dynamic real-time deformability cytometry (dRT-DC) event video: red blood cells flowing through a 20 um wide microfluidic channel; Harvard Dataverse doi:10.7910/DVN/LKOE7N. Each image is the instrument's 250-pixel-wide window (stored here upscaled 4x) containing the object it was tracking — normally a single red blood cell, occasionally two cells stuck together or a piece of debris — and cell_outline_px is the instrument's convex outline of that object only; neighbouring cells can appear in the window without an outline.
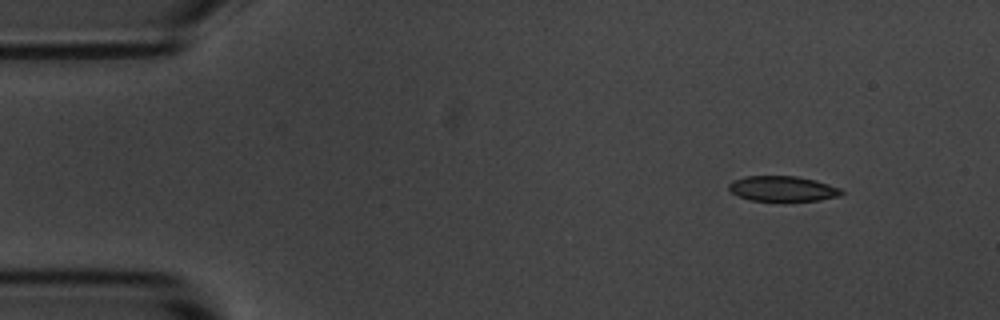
{"species": "common noctule bat (a hibernating species)", "species_latin": "Nyctalus noctula", "temperature_condition": "room temperature", "stored_images_in_passage": 4, "camera_frame_rate_fps": 3000, "um_per_image_px": 0.085, "animal": {"sex": "male", "body_mass_g": 20.1, "forearm_length_mm": 53.5}, "frame": {"image": 1, "passage_image": 1, "time_ms": 0.0, "image_size_px": [1000, 320], "cell_outline_px": [[844, 192], [840, 196], [820, 200], [784, 204], [752, 200], [736, 196], [728, 188], [728, 184], [732, 180], [744, 176], [796, 176], [816, 180], [840, 188]], "centroid_in_image_um": [66.52, 16.08], "position_along_channel_um": 18.5, "area_um2": 17.51}}
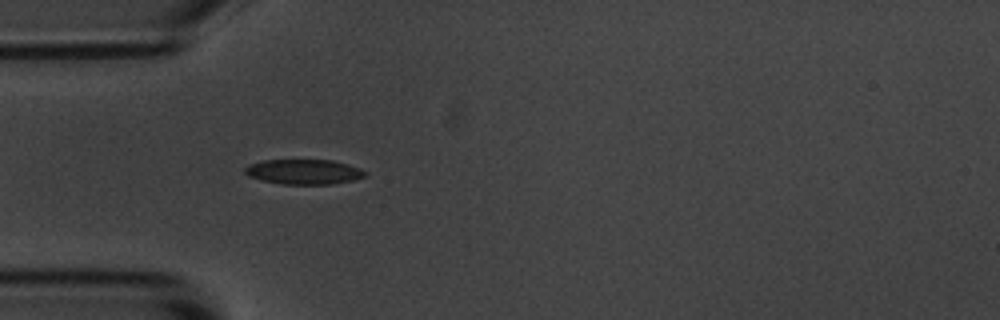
{"frame": {"image": 2, "passage_image": 4, "time_ms": 3.333, "image_size_px": [1000, 320], "cell_outline_px": [[368, 176], [352, 180], [332, 184], [284, 184], [264, 180], [248, 176], [244, 172], [244, 168], [248, 164], [264, 160], [332, 160], [348, 164], [360, 168], [368, 172]], "centroid_in_image_um": [25.86, 14.59], "position_along_channel_um": 59.1, "area_um2": 17.51}}